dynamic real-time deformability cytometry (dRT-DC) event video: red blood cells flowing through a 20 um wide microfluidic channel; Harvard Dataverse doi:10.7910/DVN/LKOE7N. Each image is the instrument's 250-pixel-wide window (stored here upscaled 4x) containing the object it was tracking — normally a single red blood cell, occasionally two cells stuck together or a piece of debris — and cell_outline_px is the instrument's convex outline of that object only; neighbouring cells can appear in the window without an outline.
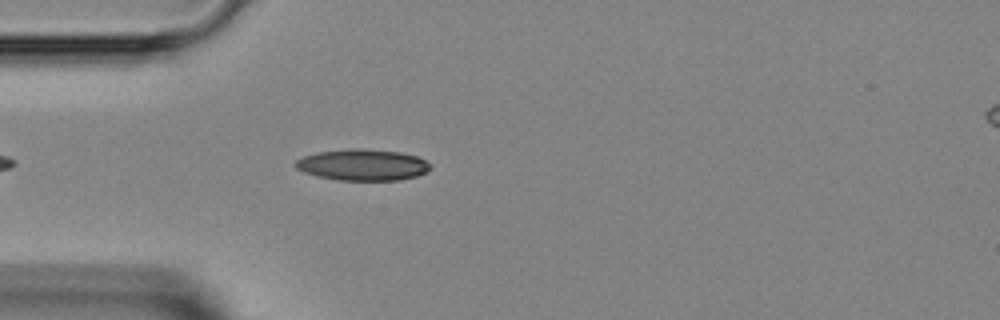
{"species": "Egyptian fruit bat (a non-hibernating species)", "species_latin": "Rousettus aegyptiacus", "temperature_condition": "room temperature", "stored_images_in_passage": 17, "camera_frame_rate_fps": 3000, "um_per_image_px": 0.085, "animal": {"sex": "female"}, "frame": {"image": 1, "passage_image": 5, "time_ms": 1.333, "image_size_px": [1000, 320], "cell_outline_px": [[432, 168], [416, 176], [400, 180], [336, 180], [316, 176], [304, 172], [296, 168], [292, 164], [296, 160], [304, 156], [316, 152], [352, 148], [360, 148], [400, 152], [416, 156], [432, 164]], "centroid_in_image_um": [30.79, 14.01], "position_along_channel_um": 54.2, "area_um2": 24.74}}
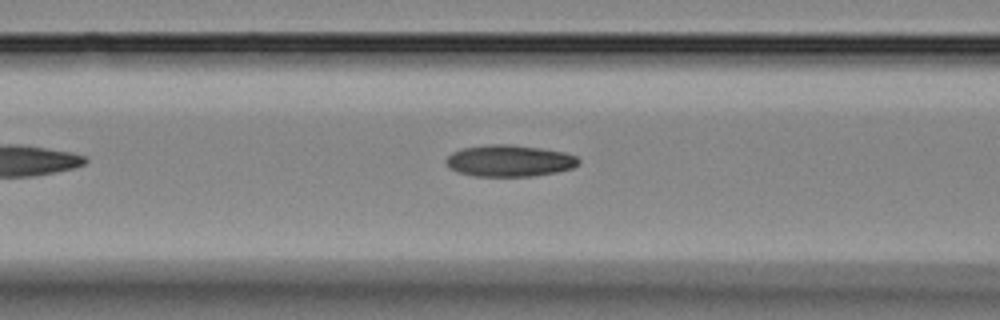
{"frame": {"image": 2, "passage_image": 10, "time_ms": 3.0, "image_size_px": [1000, 320], "cell_outline_px": [[580, 164], [572, 168], [556, 172], [532, 176], [472, 176], [456, 172], [448, 168], [444, 160], [452, 152], [460, 148], [488, 144], [512, 144], [540, 148], [564, 152], [576, 156], [580, 160]], "centroid_in_image_um": [43.26, 13.66], "position_along_channel_um": 123.3, "area_um2": 24.74}}
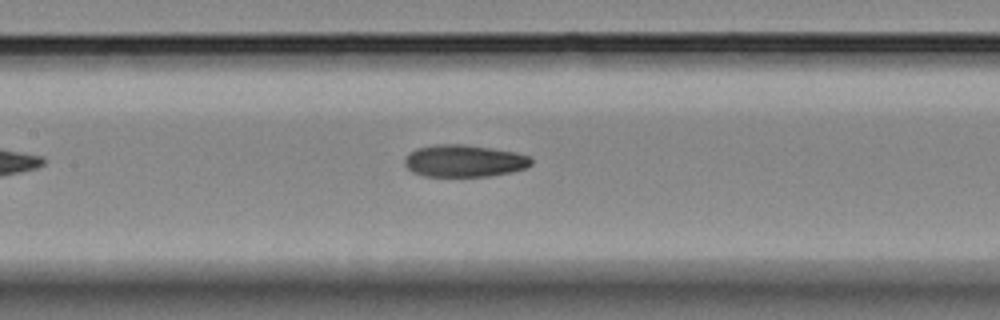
{"frame": {"image": 3, "passage_image": 13, "time_ms": 4.0, "image_size_px": [1000, 320], "cell_outline_px": [[532, 164], [524, 168], [512, 172], [492, 176], [424, 176], [412, 172], [404, 164], [404, 156], [416, 148], [432, 144], [464, 144], [492, 148], [516, 152], [528, 156], [532, 160]], "centroid_in_image_um": [39.42, 13.67], "position_along_channel_um": 168.0, "area_um2": 23.93}}